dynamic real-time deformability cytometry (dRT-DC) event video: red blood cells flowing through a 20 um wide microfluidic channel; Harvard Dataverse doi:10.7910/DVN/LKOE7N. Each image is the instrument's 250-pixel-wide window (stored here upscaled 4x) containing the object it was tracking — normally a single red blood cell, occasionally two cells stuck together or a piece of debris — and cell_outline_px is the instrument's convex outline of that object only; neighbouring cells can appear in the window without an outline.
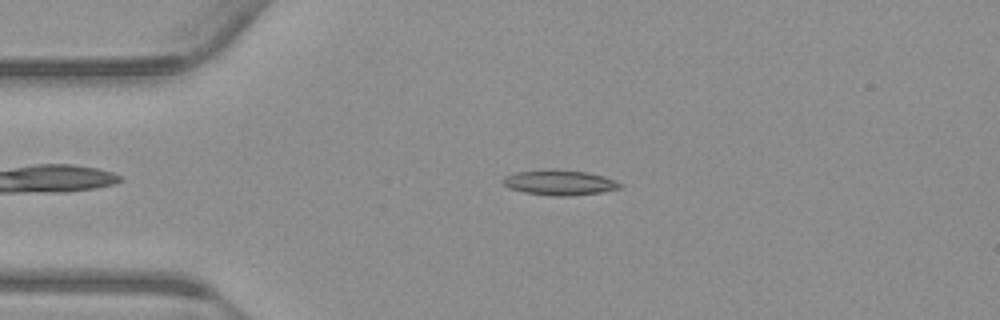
{"species": "common noctule bat (a hibernating species)", "species_latin": "Nyctalus noctula", "temperature_condition": "warm", "stored_images_in_passage": 53, "camera_frame_rate_fps": 3000, "um_per_image_px": 0.085, "animal": {"sex": "male", "body_mass_g": 23.1, "forearm_length_mm": 52.7}, "frame": {"image": 1, "passage_image": 11, "time_ms": 3.333, "image_size_px": [1000, 320], "cell_outline_px": [[624, 184], [620, 188], [600, 192], [568, 196], [552, 196], [524, 192], [508, 188], [500, 180], [504, 176], [516, 172], [552, 168], [584, 172], [604, 176]], "centroid_in_image_um": [47.52, 15.51], "position_along_channel_um": 37.5, "area_um2": 17.28}}
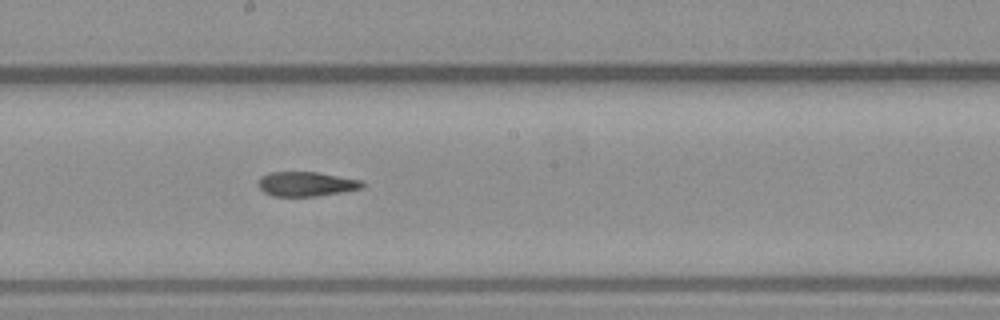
{"frame": {"image": 2, "passage_image": 28, "time_ms": 9.0, "image_size_px": [1000, 320], "cell_outline_px": [[364, 188], [316, 196], [272, 196], [264, 192], [256, 184], [260, 176], [268, 172], [316, 172], [360, 180], [364, 184]], "centroid_in_image_um": [25.97, 15.64], "position_along_channel_um": 222.2, "area_um2": 14.85}}
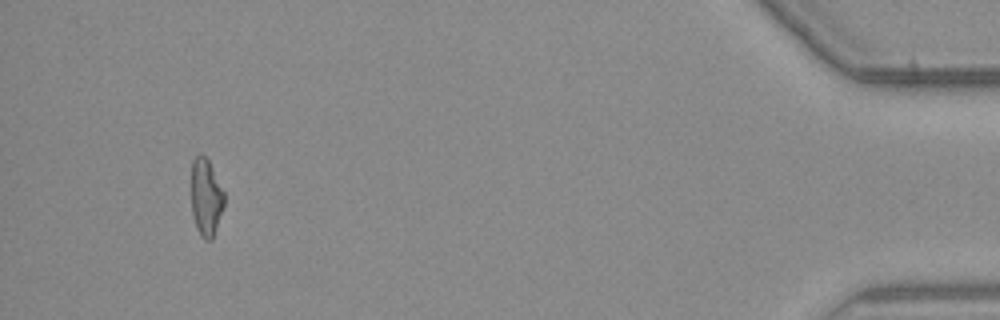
{"frame": {"image": 3, "passage_image": 50, "time_ms": 16.333, "image_size_px": [1000, 320], "cell_outline_px": [[224, 204], [212, 240], [204, 240], [200, 236], [196, 228], [192, 216], [192, 160], [200, 152], [208, 160], [224, 192]], "centroid_in_image_um": [17.5, 16.79], "position_along_channel_um": 417.7, "area_um2": 14.74}, "authors_computed_cell_mechanics": {"area_um2": 15.895, "velocity_mm_per_s": 3.7669, "shape_relaxation_time_tau1_ms": null, "shape_relaxation_time_tau2_ms": 4.2785, "deformation_change_tau1": null, "deformation_change_tau2": 0.1328}}